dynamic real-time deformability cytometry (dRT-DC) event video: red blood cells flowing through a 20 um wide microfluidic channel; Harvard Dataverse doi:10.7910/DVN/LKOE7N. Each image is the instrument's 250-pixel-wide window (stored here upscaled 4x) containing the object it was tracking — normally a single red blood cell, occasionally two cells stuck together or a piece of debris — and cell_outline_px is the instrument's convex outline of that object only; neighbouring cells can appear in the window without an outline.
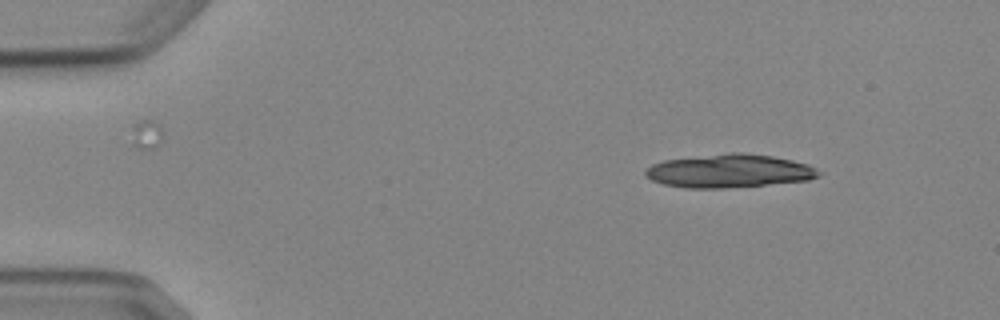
{"species": "Egyptian fruit bat (a non-hibernating species)", "species_latin": "Rousettus aegyptiacus", "temperature_condition": "cold", "stored_images_in_passage": 3, "camera_frame_rate_fps": 3000, "um_per_image_px": 0.085, "animal": {"sex": "female"}, "frame": {"image": 1, "passage_image": 1, "time_ms": 0.0, "image_size_px": [1000, 320], "cell_outline_px": [[824, 172], [820, 176], [808, 180], [724, 188], [684, 188], [664, 184], [652, 180], [644, 176], [644, 172], [652, 164], [664, 160], [732, 152], [744, 152], [772, 156], [792, 160], [808, 164]], "centroid_in_image_um": [62.0, 14.53], "position_along_channel_um": 23.0, "area_um2": 33.7}}